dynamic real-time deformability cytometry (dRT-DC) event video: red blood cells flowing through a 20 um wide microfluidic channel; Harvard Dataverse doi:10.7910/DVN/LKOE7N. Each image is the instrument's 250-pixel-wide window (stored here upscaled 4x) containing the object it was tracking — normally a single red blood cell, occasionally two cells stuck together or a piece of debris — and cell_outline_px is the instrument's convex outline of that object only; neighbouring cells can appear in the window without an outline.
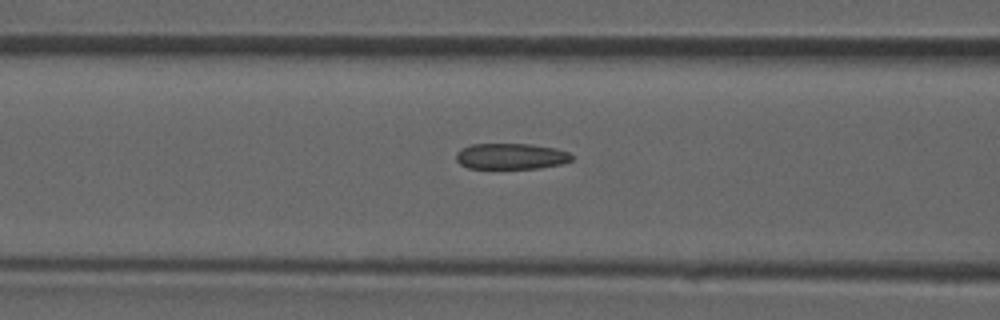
{"species": "common noctule bat (a hibernating species)", "species_latin": "Nyctalus noctula", "temperature_condition": "room temperature", "stored_images_in_passage": 25, "camera_frame_rate_fps": 3000, "um_per_image_px": 0.085, "animal": {"sex": "male", "forearm_length_mm": 52.5}, "frame": {"image": 1, "passage_image": 8, "time_ms": 2.333, "image_size_px": [1000, 320], "cell_outline_px": [[572, 160], [560, 164], [540, 168], [468, 168], [460, 164], [456, 160], [456, 152], [460, 148], [472, 144], [532, 144], [556, 148], [568, 152], [572, 156]], "centroid_in_image_um": [43.41, 13.28], "position_along_channel_um": 123.2, "area_um2": 17.51}}